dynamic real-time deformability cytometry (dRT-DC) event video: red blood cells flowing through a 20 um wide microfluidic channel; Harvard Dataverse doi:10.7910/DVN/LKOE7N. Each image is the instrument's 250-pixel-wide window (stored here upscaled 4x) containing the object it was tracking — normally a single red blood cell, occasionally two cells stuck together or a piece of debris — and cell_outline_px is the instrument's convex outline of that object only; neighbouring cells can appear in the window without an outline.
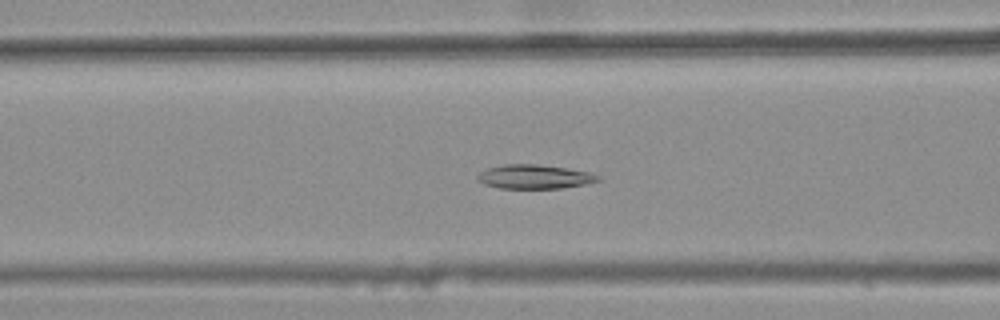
{"species": "common noctule bat (a hibernating species)", "species_latin": "Nyctalus noctula", "temperature_condition": "warm", "stored_images_in_passage": 31, "camera_frame_rate_fps": 3000, "um_per_image_px": 0.085, "animal": {"sex": "female", "body_mass_g": 25.1}, "frame": {"image": 1, "passage_image": 7, "time_ms": 2.0, "image_size_px": [1000, 320], "cell_outline_px": [[600, 180], [584, 184], [560, 188], [500, 188], [484, 184], [476, 180], [476, 176], [480, 172], [488, 168], [504, 164], [536, 164], [564, 168], [588, 172], [600, 176]], "centroid_in_image_um": [45.38, 15.02], "position_along_channel_um": 121.2, "area_um2": 16.7}}
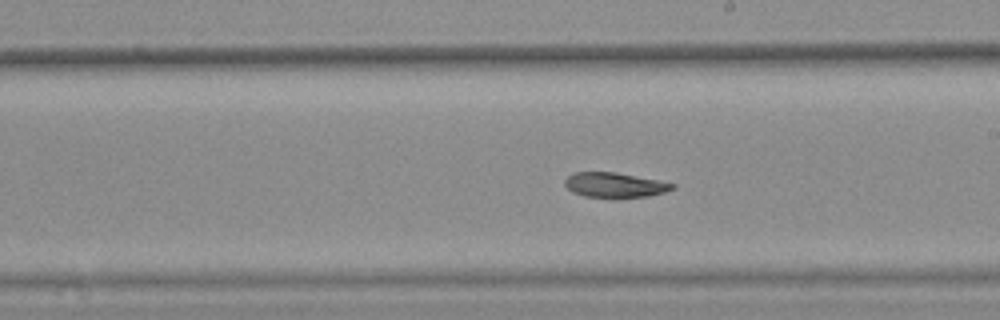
{"frame": {"image": 2, "passage_image": 16, "time_ms": 5.0, "image_size_px": [1000, 320], "cell_outline_px": [[676, 188], [664, 192], [648, 196], [584, 196], [572, 192], [564, 184], [564, 180], [572, 172], [616, 172], [676, 184]], "centroid_in_image_um": [52.23, 15.7], "position_along_channel_um": 236.8, "area_um2": 15.2}}
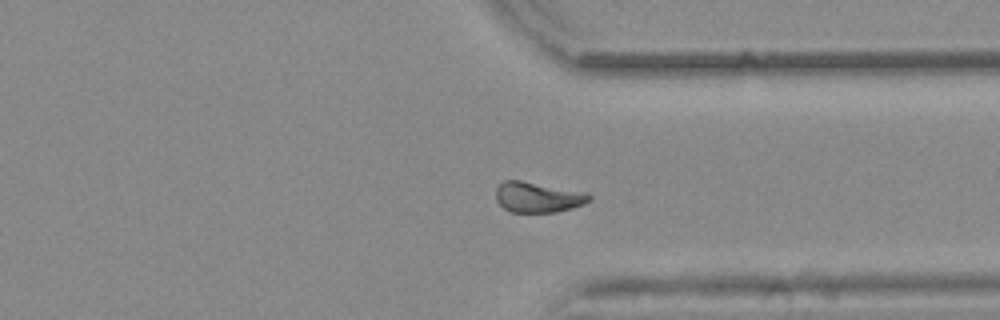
{"frame": {"image": 3, "passage_image": 26, "time_ms": 8.333, "image_size_px": [1000, 320], "cell_outline_px": [[592, 200], [584, 204], [572, 208], [556, 212], [512, 212], [504, 208], [496, 200], [496, 188], [504, 180], [520, 180], [588, 192], [592, 196]], "centroid_in_image_um": [45.76, 16.75], "position_along_channel_um": 365.6, "area_um2": 16.7}}